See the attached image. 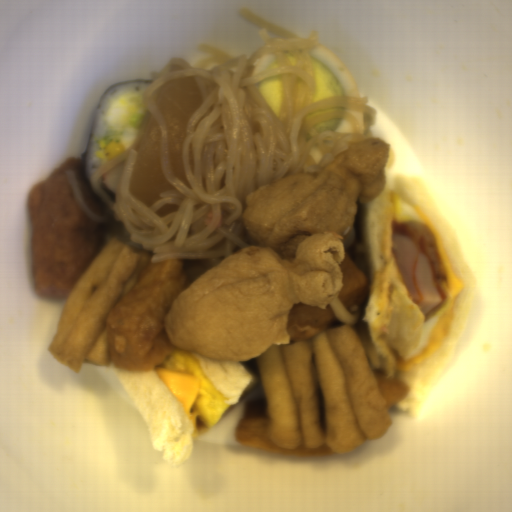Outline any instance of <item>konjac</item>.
Masks as SVG:
<instances>
[{
  "label": "konjac",
  "mask_w": 512,
  "mask_h": 512,
  "mask_svg": "<svg viewBox=\"0 0 512 512\" xmlns=\"http://www.w3.org/2000/svg\"><path fill=\"white\" fill-rule=\"evenodd\" d=\"M238 14L261 29V44L248 57L232 56L206 43L196 52L209 56L193 66L181 57L170 58L142 94L146 110L160 134L159 162L164 179L175 189L159 193L149 207L130 192L138 153L127 148L103 164L89 178L102 205L91 209L78 172L64 170L70 191L91 223L104 225L103 247L113 237L151 251L150 262L168 259L200 261L214 267L242 248L260 246L245 232L243 213L249 193L288 175L318 173L348 142L376 138L371 125L378 109L363 97L331 96L316 102L315 69L309 48L318 43V29L305 37L268 22L245 6ZM273 54L280 68L257 75L254 63ZM195 77L203 104L188 121L182 155L191 186L177 180L168 161L167 139L156 97L167 81ZM280 77L283 98L279 117L255 84ZM333 118L350 122L353 134L312 126Z\"/></svg>",
  "instance_id": "31207f19"
}]
</instances>
